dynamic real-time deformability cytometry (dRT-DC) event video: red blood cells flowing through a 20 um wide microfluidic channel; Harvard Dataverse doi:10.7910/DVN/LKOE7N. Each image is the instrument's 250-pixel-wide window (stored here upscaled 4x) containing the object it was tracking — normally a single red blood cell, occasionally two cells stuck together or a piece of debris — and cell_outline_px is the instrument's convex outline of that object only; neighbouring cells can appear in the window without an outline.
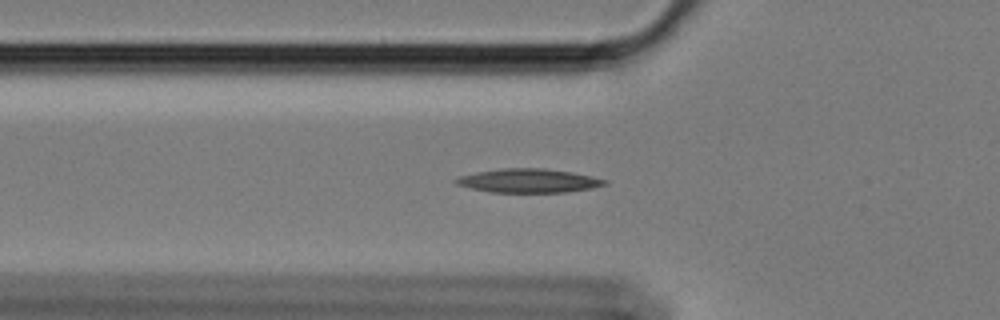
{"species": "Egyptian fruit bat (a non-hibernating species)", "species_latin": "Rousettus aegyptiacus", "temperature_condition": "cold", "stored_images_in_passage": 21, "camera_frame_rate_fps": 3000, "um_per_image_px": 0.085, "animal": {"sex": "female"}, "frame": {"image": 1, "passage_image": 15, "time_ms": 4.667, "image_size_px": [1000, 320], "cell_outline_px": [[608, 184], [592, 188], [568, 192], [488, 192], [456, 184], [452, 180], [460, 176], [476, 172], [504, 168], [544, 168], [572, 172], [592, 176], [608, 180]], "centroid_in_image_um": [44.95, 15.36], "position_along_channel_um": 80.8, "area_um2": 20.69}}
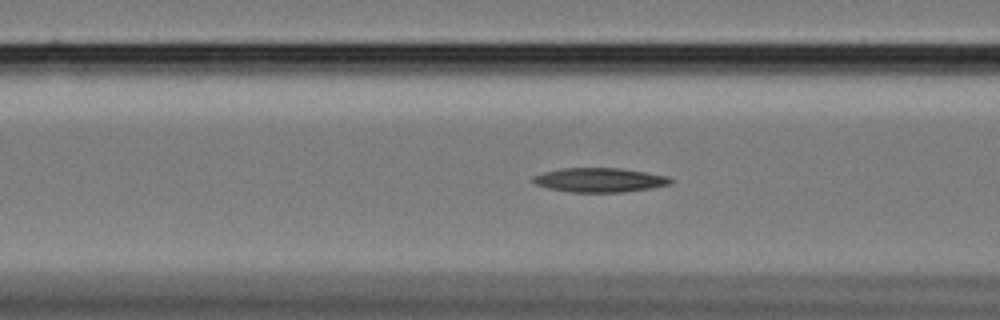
{"frame": {"image": 2, "passage_image": 18, "time_ms": 5.667, "image_size_px": [1000, 320], "cell_outline_px": [[672, 184], [624, 192], [568, 192], [548, 188], [536, 184], [532, 180], [532, 176], [544, 172], [560, 168], [620, 168], [668, 176], [672, 180]], "centroid_in_image_um": [50.94, 15.3], "position_along_channel_um": 115.7, "area_um2": 19.36}}